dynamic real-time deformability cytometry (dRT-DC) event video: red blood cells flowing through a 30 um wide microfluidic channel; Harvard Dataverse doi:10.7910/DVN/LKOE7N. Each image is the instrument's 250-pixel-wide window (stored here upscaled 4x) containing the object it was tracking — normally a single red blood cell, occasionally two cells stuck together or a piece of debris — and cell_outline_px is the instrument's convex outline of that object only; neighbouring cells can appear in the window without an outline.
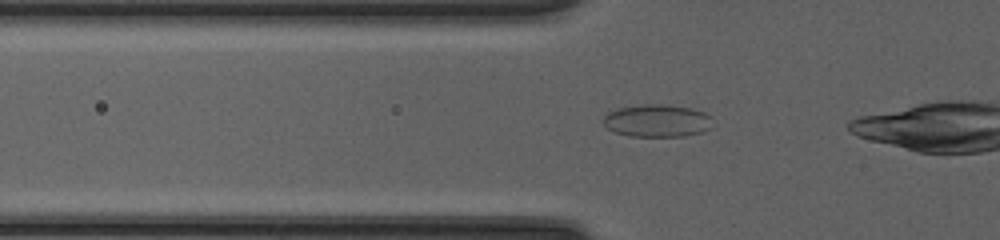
{"species": "common noctule bat (a hibernating species)", "species_latin": "Nyctalus noctula", "temperature_condition": "cold", "stored_images_in_passage": 33, "camera_frame_rate_fps": 3000, "um_per_image_px": 0.085, "animal": {"sex": "female", "body_mass_g": 20.0, "forearm_length_mm": 54.0}, "frame": {"image": 1, "passage_image": 8, "time_ms": 2.333, "image_size_px": [1000, 240], "cell_outline_px": [[716, 124], [712, 128], [704, 132], [684, 136], [628, 136], [616, 132], [608, 128], [600, 120], [608, 112], [616, 108], [644, 104], [668, 104], [692, 108], [704, 112], [712, 116]], "centroid_in_image_um": [55.92, 10.25], "position_along_channel_um": 69.9, "area_um2": 21.33}}
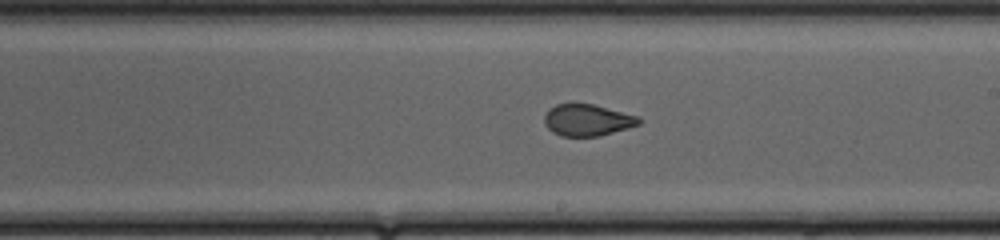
{"frame": {"image": 2, "passage_image": 20, "time_ms": 6.333, "image_size_px": [1000, 240], "cell_outline_px": [[644, 120], [640, 124], [628, 128], [600, 136], [560, 136], [552, 132], [544, 124], [544, 116], [548, 108], [556, 104], [592, 104], [640, 116]], "centroid_in_image_um": [49.94, 10.21], "position_along_channel_um": 239.1, "area_um2": 17.63}}
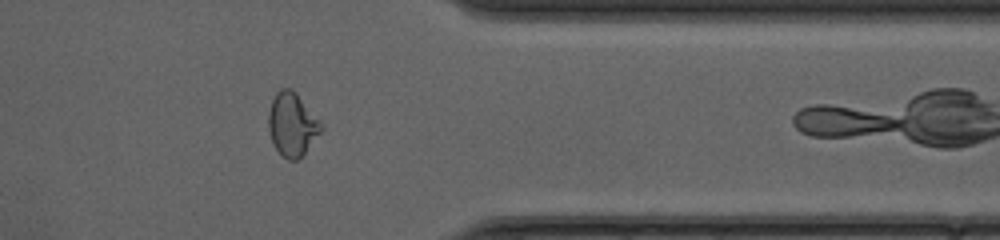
{"frame": {"image": 3, "passage_image": 31, "time_ms": 10.0, "image_size_px": [1000, 240], "cell_outline_px": [[324, 128], [304, 152], [296, 160], [288, 160], [272, 144], [268, 128], [268, 112], [272, 100], [276, 92], [280, 88], [292, 88], [296, 92], [324, 124]], "centroid_in_image_um": [24.83, 10.53], "position_along_channel_um": 386.6, "area_um2": 19.48}}